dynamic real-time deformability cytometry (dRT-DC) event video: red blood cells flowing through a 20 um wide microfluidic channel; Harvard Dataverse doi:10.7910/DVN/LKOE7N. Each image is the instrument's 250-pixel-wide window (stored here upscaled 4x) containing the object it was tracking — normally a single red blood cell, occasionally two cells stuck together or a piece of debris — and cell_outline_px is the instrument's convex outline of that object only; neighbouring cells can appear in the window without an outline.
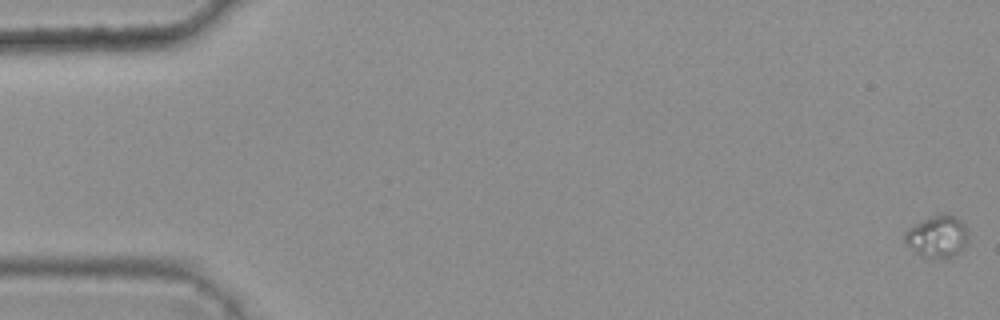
{"species": "common noctule bat (a hibernating species)", "species_latin": "Nyctalus noctula", "temperature_condition": "warm", "stored_images_in_passage": 48, "camera_frame_rate_fps": 3000, "um_per_image_px": 0.085, "animal": {"sex": "female", "body_mass_g": 25.1}, "frame": {"image": 1, "passage_image": 1, "time_ms": 0.0, "image_size_px": [1000, 320], "cell_outline_px": [[968, 240], [960, 252], [956, 256], [948, 260], [924, 256], [916, 252], [904, 244], [904, 232], [908, 228], [940, 212], [948, 212], [956, 216], [964, 224], [968, 232]], "centroid_in_image_um": [79.7, 20.1], "position_along_channel_um": 5.3, "area_um2": 15.95}}
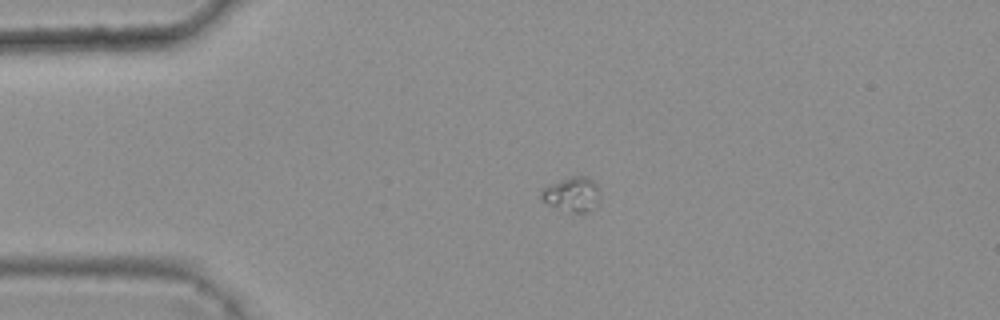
{"frame": {"image": 2, "passage_image": 13, "time_ms": 4.0, "image_size_px": [1000, 320], "cell_outline_px": [[600, 200], [588, 212], [572, 212], [556, 208], [548, 204], [540, 196], [540, 192], [544, 188], [572, 176], [588, 176], [596, 184], [600, 192]], "centroid_in_image_um": [48.67, 16.52], "position_along_channel_um": 36.3, "area_um2": 11.62}}